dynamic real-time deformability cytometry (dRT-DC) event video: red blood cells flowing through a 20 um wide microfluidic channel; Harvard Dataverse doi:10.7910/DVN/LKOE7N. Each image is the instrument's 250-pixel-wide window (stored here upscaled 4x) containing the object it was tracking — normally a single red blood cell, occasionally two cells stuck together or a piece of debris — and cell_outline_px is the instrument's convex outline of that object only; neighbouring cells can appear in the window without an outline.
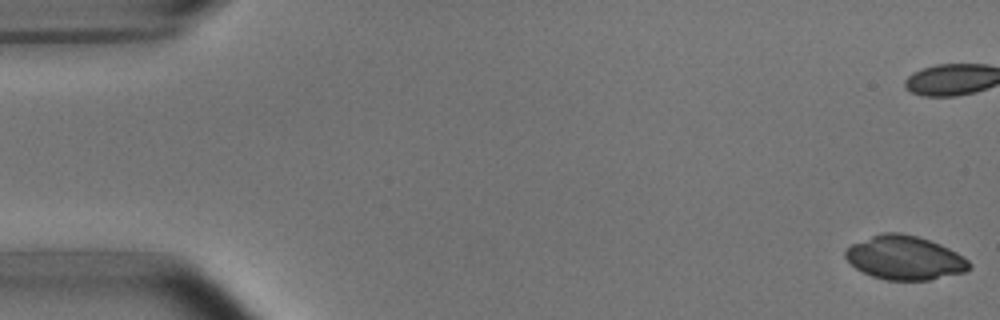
{"species": "common noctule bat (a hibernating species)", "species_latin": "Nyctalus noctula", "temperature_condition": "room temperature", "stored_images_in_passage": 3, "camera_frame_rate_fps": 3000, "um_per_image_px": 0.085, "animal": {"sex": "male", "body_mass_g": 15.6}, "frame": {"image": 1, "passage_image": 1, "time_ms": 0.0, "image_size_px": [1000, 320], "cell_outline_px": [[972, 268], [964, 272], [928, 280], [884, 280], [872, 276], [856, 268], [844, 256], [844, 252], [852, 244], [872, 236], [884, 232], [900, 232], [916, 236], [940, 244], [956, 252], [968, 260], [972, 264]], "centroid_in_image_um": [76.91, 21.92], "position_along_channel_um": 8.1, "area_um2": 31.44}}